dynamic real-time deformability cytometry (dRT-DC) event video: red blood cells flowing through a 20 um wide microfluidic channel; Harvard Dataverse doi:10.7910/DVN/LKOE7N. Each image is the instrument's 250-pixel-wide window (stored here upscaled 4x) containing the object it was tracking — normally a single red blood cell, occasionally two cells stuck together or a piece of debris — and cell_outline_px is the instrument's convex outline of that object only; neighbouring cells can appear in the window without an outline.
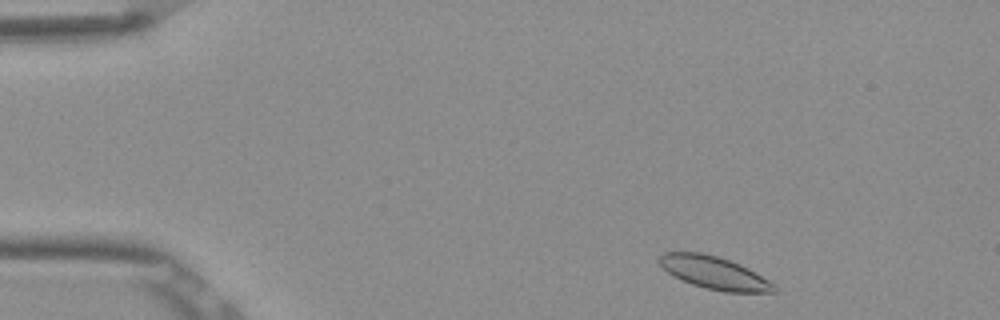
{"species": "Egyptian fruit bat (a non-hibernating species)", "species_latin": "Rousettus aegyptiacus", "temperature_condition": "room temperature", "stored_images_in_passage": 6, "camera_frame_rate_fps": 3000, "um_per_image_px": 0.085, "frame": {"image": 1, "passage_image": 1, "time_ms": 0.0, "image_size_px": [1000, 320], "cell_outline_px": [[776, 292], [724, 292], [692, 284], [668, 272], [656, 260], [664, 252], [704, 252], [740, 264], [756, 272], [776, 284]], "centroid_in_image_um": [60.74, 23.18], "position_along_channel_um": 24.3, "area_um2": 21.68}}
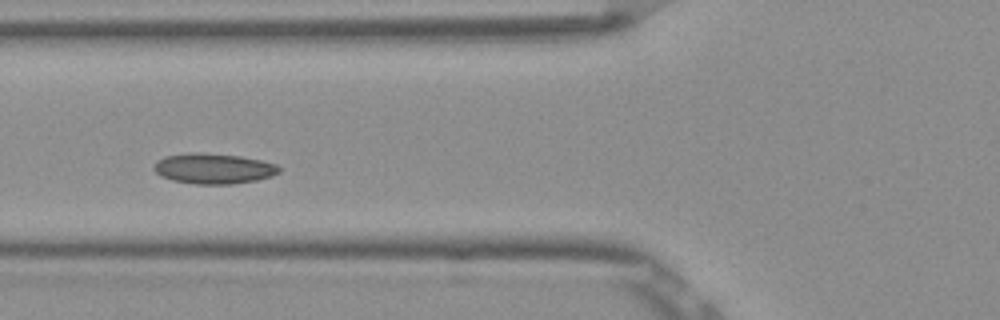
{"frame": {"image": 2, "passage_image": 4, "time_ms": 1.0, "image_size_px": [1000, 320], "cell_outline_px": [[280, 172], [272, 176], [256, 180], [232, 184], [196, 184], [172, 180], [160, 176], [152, 168], [156, 160], [164, 156], [188, 152], [200, 152], [240, 156], [260, 160], [276, 164], [280, 168]], "centroid_in_image_um": [18.11, 14.32], "position_along_channel_um": 107.7, "area_um2": 22.37}}
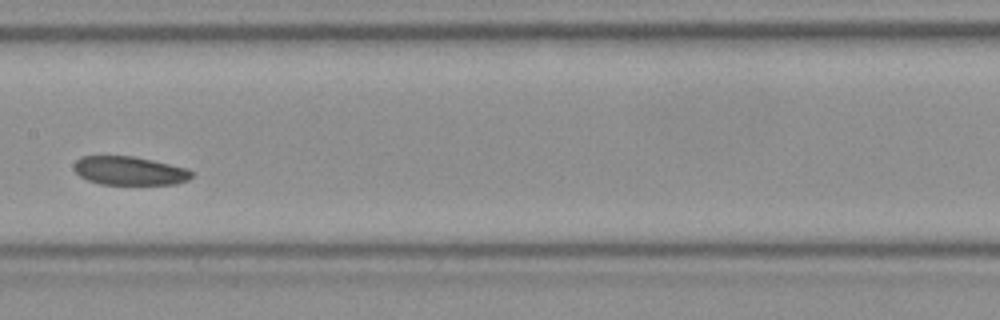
{"frame": {"image": 3, "passage_image": 6, "time_ms": 1.667, "image_size_px": [1000, 320], "cell_outline_px": [[192, 176], [188, 180], [176, 184], [100, 184], [88, 180], [80, 176], [76, 172], [76, 160], [80, 156], [132, 156], [152, 160], [188, 168], [192, 172]], "centroid_in_image_um": [11.04, 14.51], "position_along_channel_um": 196.4, "area_um2": 19.48}}